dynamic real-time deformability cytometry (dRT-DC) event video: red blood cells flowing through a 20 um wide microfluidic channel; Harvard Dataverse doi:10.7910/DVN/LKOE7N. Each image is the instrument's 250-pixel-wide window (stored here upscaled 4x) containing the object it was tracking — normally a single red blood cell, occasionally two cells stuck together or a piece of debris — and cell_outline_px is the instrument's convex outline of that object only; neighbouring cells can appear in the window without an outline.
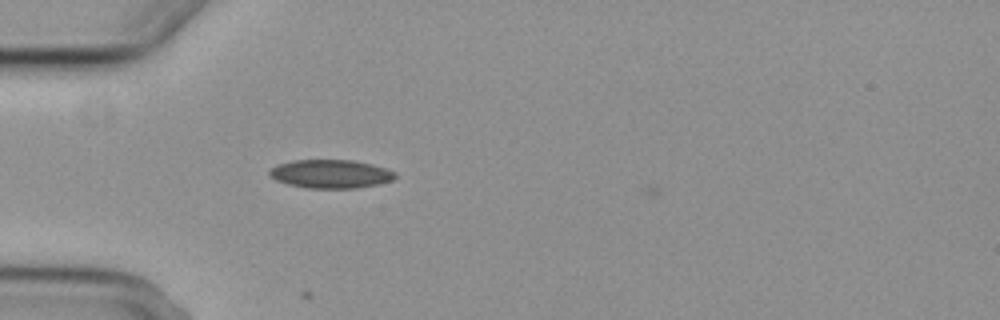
{"species": "common noctule bat (a hibernating species)", "species_latin": "Nyctalus noctula", "temperature_condition": "cold", "stored_images_in_passage": 4, "camera_frame_rate_fps": 3000, "um_per_image_px": 0.085, "animal": {"sex": "female", "body_mass_g": 29.2, "forearm_length_mm": 56.3}, "frame": {"image": 1, "passage_image": 3, "time_ms": 4.667, "image_size_px": [1000, 320], "cell_outline_px": [[396, 176], [392, 180], [376, 184], [356, 188], [308, 188], [288, 184], [276, 180], [268, 172], [272, 168], [280, 164], [292, 160], [352, 160], [372, 164], [396, 172]], "centroid_in_image_um": [28.12, 14.78], "position_along_channel_um": 56.9, "area_um2": 20.63}}